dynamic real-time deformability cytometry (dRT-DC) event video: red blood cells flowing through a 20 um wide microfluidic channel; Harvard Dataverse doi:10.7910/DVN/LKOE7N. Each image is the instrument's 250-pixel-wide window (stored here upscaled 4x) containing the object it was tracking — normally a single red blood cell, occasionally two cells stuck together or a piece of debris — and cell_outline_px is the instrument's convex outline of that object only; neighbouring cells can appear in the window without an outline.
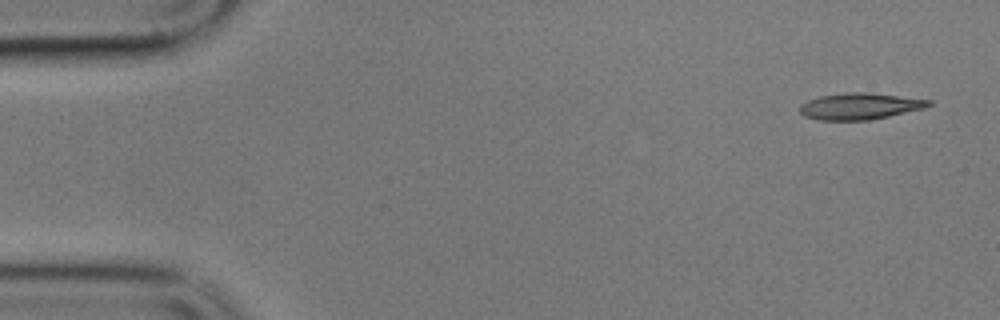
{"species": "common noctule bat (a hibernating species)", "species_latin": "Nyctalus noctula", "temperature_condition": "cold", "stored_images_in_passage": 7, "camera_frame_rate_fps": 3000, "um_per_image_px": 0.085, "animal": {"sex": "male", "body_mass_g": 17.9}, "frame": {"image": 1, "passage_image": 1, "time_ms": 0.0, "image_size_px": [1000, 320], "cell_outline_px": [[932, 104], [924, 108], [888, 116], [868, 120], [816, 120], [804, 116], [800, 112], [800, 104], [808, 100], [820, 96], [848, 92], [868, 92], [932, 100]], "centroid_in_image_um": [73.06, 9.02], "position_along_channel_um": 11.9, "area_um2": 19.83}}
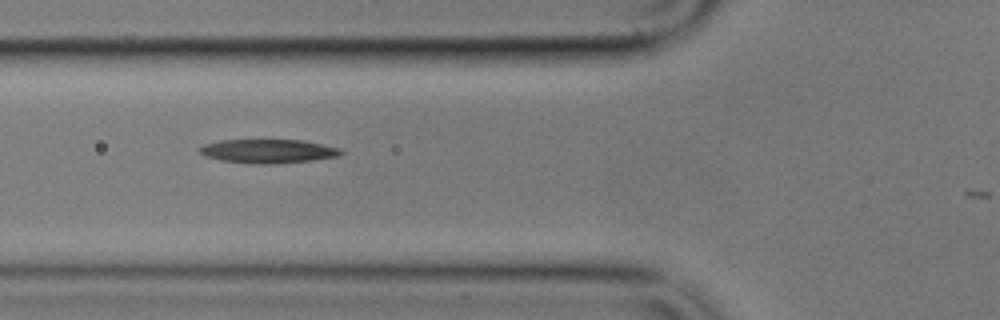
{"frame": {"image": 2, "passage_image": 6, "time_ms": 6.0, "image_size_px": [1000, 320], "cell_outline_px": [[344, 152], [340, 156], [312, 160], [276, 164], [260, 164], [220, 160], [204, 156], [200, 152], [200, 148], [204, 144], [220, 140], [304, 140], [340, 148]], "centroid_in_image_um": [22.82, 12.85], "position_along_channel_um": 103.0, "area_um2": 19.65}}
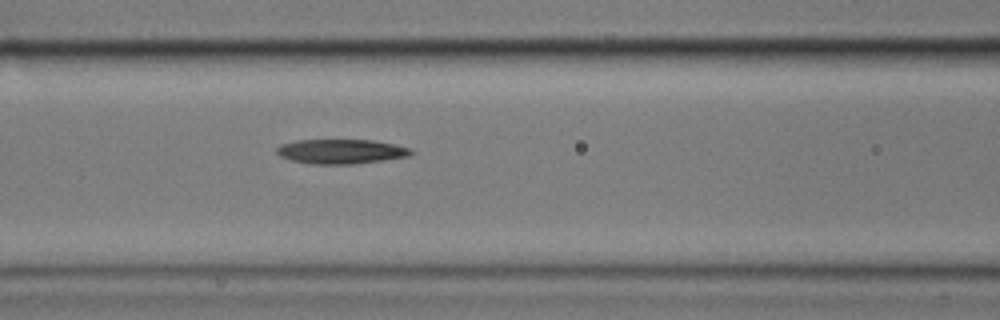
{"frame": {"image": 3, "passage_image": 7, "time_ms": 7.0, "image_size_px": [1000, 320], "cell_outline_px": [[416, 152], [408, 156], [384, 160], [352, 164], [308, 164], [292, 160], [280, 156], [276, 152], [276, 148], [280, 144], [296, 140], [372, 140], [412, 148]], "centroid_in_image_um": [28.98, 12.87], "position_along_channel_um": 137.6, "area_um2": 19.31}}